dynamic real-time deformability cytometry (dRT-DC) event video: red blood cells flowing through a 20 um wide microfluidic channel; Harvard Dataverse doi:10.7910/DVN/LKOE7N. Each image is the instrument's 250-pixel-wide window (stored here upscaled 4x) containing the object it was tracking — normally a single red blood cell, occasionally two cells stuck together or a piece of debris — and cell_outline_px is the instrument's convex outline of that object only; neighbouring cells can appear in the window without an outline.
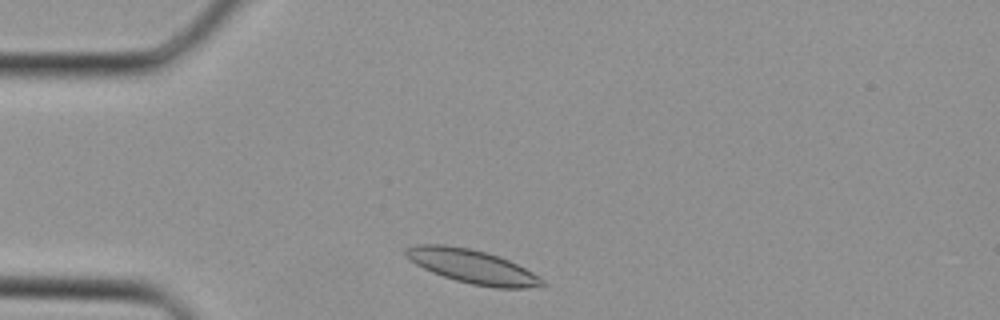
{"species": "Egyptian fruit bat (a non-hibernating species)", "species_latin": "Rousettus aegyptiacus", "temperature_condition": "cold", "stored_images_in_passage": 31, "camera_frame_rate_fps": 3000, "um_per_image_px": 0.085, "animal": {"sex": "female"}, "frame": {"image": 1, "passage_image": 2, "time_ms": 0.333, "image_size_px": [1000, 320], "cell_outline_px": [[548, 284], [544, 288], [496, 288], [472, 284], [456, 280], [432, 272], [416, 264], [404, 256], [404, 248], [416, 244], [444, 244], [468, 248], [484, 252], [508, 260], [532, 272], [544, 280]], "centroid_in_image_um": [40.16, 22.66], "position_along_channel_um": 44.8, "area_um2": 26.88}}
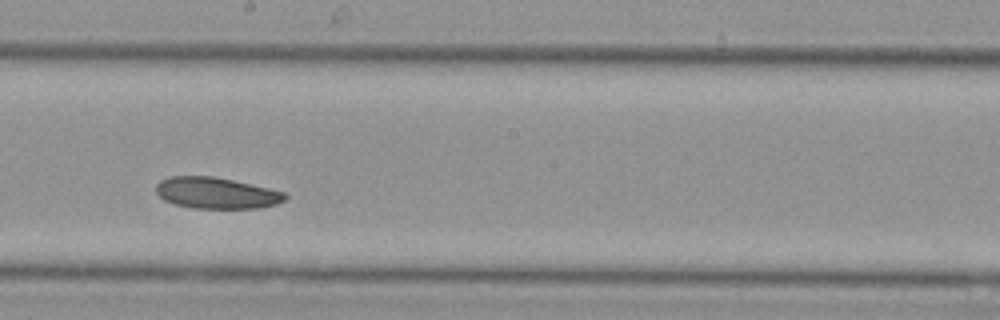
{"frame": {"image": 2, "passage_image": 14, "time_ms": 4.333, "image_size_px": [1000, 320], "cell_outline_px": [[288, 196], [284, 200], [276, 204], [260, 208], [192, 208], [176, 204], [164, 200], [156, 192], [156, 184], [160, 180], [168, 176], [212, 176], [232, 180], [268, 188], [284, 192]], "centroid_in_image_um": [18.37, 16.4], "position_along_channel_um": 229.8, "area_um2": 23.41}}
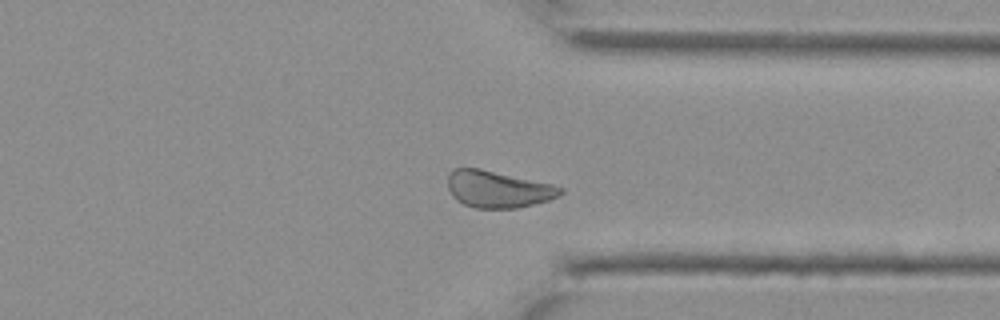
{"frame": {"image": 3, "passage_image": 22, "time_ms": 7.0, "image_size_px": [1000, 320], "cell_outline_px": [[564, 192], [560, 196], [548, 200], [516, 208], [476, 208], [464, 204], [456, 200], [452, 196], [448, 188], [448, 176], [456, 168], [480, 168], [552, 184], [564, 188]], "centroid_in_image_um": [42.34, 16.08], "position_along_channel_um": 369.1, "area_um2": 24.1}}